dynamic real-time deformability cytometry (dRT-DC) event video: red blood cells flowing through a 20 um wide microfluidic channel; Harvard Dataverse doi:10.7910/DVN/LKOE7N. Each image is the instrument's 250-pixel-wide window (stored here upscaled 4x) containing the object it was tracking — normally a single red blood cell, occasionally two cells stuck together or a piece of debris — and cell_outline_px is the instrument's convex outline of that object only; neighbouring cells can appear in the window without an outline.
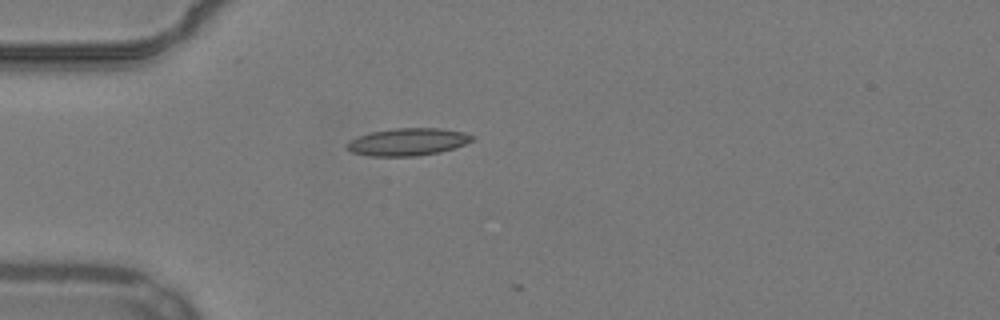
{"species": "common noctule bat (a hibernating species)", "species_latin": "Nyctalus noctula", "temperature_condition": "warm", "stored_images_in_passage": 3, "camera_frame_rate_fps": 3000, "um_per_image_px": 0.085, "animal": {"sex": "male", "body_mass_g": 19.2, "forearm_length_mm": 51.8}, "frame": {"image": 1, "passage_image": 1, "time_ms": 0.0, "image_size_px": [1000, 320], "cell_outline_px": [[476, 136], [472, 140], [464, 144], [440, 152], [416, 156], [368, 156], [352, 152], [344, 144], [348, 140], [372, 132], [392, 128], [440, 128], [464, 132]], "centroid_in_image_um": [34.64, 12.06], "position_along_channel_um": 50.4, "area_um2": 20.0}}